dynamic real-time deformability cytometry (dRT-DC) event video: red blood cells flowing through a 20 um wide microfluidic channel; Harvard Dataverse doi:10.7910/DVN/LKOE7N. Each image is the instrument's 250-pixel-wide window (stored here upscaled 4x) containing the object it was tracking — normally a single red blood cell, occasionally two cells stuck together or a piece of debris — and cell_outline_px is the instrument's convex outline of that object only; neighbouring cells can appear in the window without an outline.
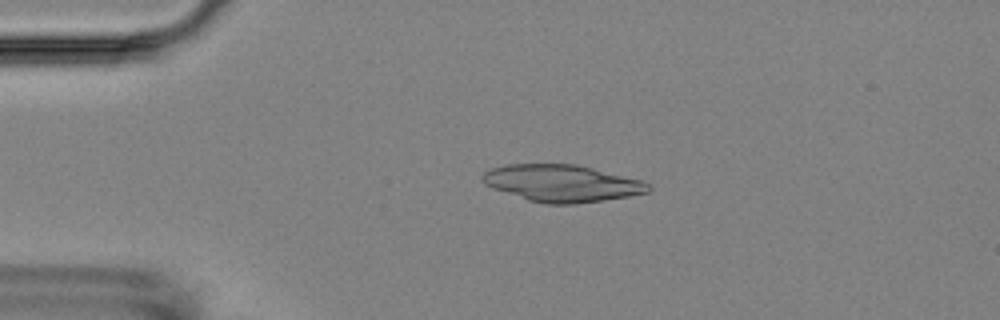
{"species": "Egyptian fruit bat (a non-hibernating species)", "species_latin": "Rousettus aegyptiacus", "temperature_condition": "room temperature", "stored_images_in_passage": 3, "camera_frame_rate_fps": 3000, "um_per_image_px": 0.085, "animal": {"sex": "female"}, "frame": {"image": 1, "passage_image": 2, "time_ms": 1.0, "image_size_px": [1000, 320], "cell_outline_px": [[652, 188], [648, 192], [628, 196], [604, 200], [576, 204], [544, 204], [528, 200], [492, 188], [484, 184], [480, 180], [480, 176], [488, 168], [504, 164], [576, 164], [644, 180], [652, 184]], "centroid_in_image_um": [47.75, 15.57], "position_along_channel_um": 37.3, "area_um2": 36.24}}